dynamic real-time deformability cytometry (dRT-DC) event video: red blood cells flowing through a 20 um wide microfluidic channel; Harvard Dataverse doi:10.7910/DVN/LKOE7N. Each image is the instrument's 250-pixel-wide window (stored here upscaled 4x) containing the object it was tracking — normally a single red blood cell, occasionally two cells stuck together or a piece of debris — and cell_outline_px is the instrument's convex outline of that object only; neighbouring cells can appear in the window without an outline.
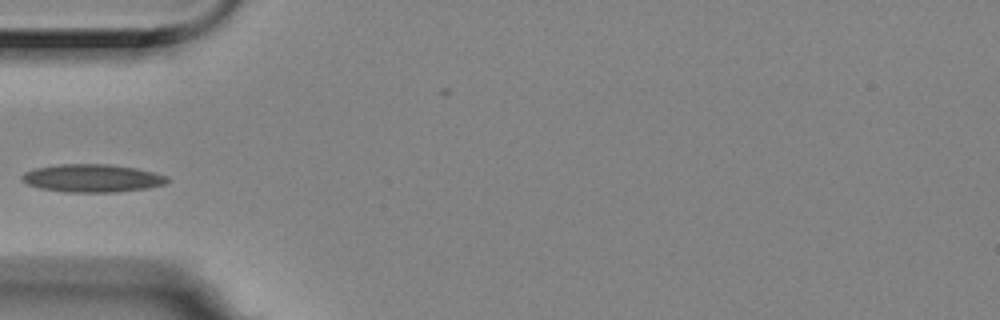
{"species": "Egyptian fruit bat (a non-hibernating species)", "species_latin": "Rousettus aegyptiacus", "temperature_condition": "room temperature", "stored_images_in_passage": 8, "camera_frame_rate_fps": 3000, "um_per_image_px": 0.085, "animal": {"sex": "female"}, "frame": {"image": 1, "passage_image": 3, "time_ms": 0.667, "image_size_px": [1000, 320], "cell_outline_px": [[172, 180], [168, 184], [148, 188], [116, 192], [64, 192], [40, 188], [28, 184], [20, 180], [20, 176], [24, 172], [36, 168], [60, 164], [108, 164], [136, 168], [168, 176]], "centroid_in_image_um": [7.87, 15.15], "position_along_channel_um": 77.1, "area_um2": 23.87}}
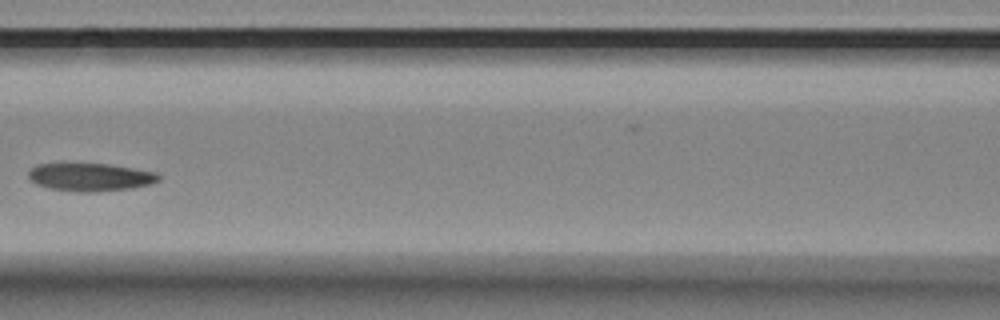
{"frame": {"image": 2, "passage_image": 5, "time_ms": 1.333, "image_size_px": [1000, 320], "cell_outline_px": [[160, 180], [152, 184], [132, 188], [96, 192], [80, 192], [48, 188], [36, 184], [28, 180], [28, 172], [36, 164], [108, 164], [156, 172], [160, 176]], "centroid_in_image_um": [7.67, 15.06], "position_along_channel_um": 158.9, "area_um2": 21.27}}
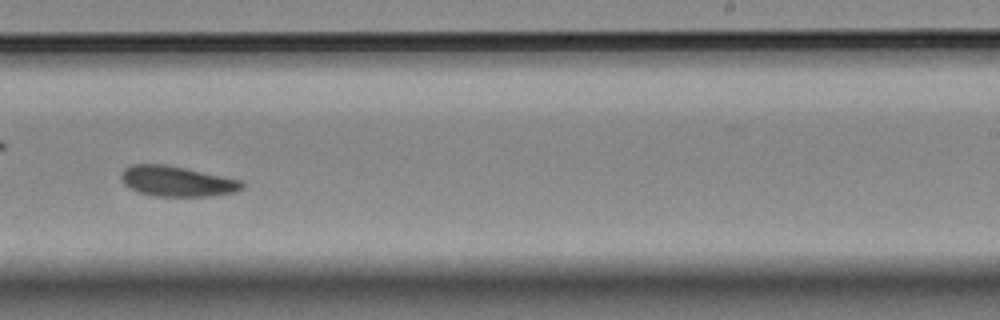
{"frame": {"image": 3, "passage_image": 8, "time_ms": 2.333, "image_size_px": [1000, 320], "cell_outline_px": [[244, 188], [236, 192], [208, 196], [152, 196], [136, 192], [128, 188], [120, 180], [120, 172], [124, 168], [132, 164], [168, 164], [244, 180]], "centroid_in_image_um": [15.02, 15.4], "position_along_channel_um": 274.0, "area_um2": 21.96}}